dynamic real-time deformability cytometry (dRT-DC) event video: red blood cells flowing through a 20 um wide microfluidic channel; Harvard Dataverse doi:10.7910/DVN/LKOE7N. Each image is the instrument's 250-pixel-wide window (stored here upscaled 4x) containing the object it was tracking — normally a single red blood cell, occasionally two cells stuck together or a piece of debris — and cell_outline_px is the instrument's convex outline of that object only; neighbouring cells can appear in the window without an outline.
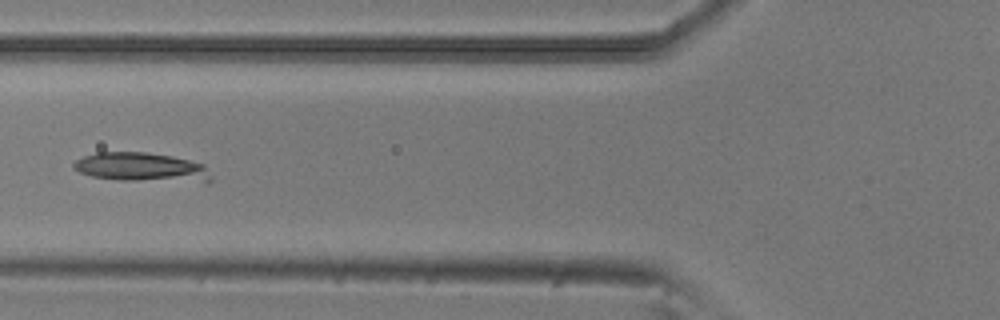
{"species": "common noctule bat (a hibernating species)", "species_latin": "Nyctalus noctula", "temperature_condition": "room temperature", "stored_images_in_passage": 6, "camera_frame_rate_fps": 3000, "um_per_image_px": 0.085, "animal": {"sex": "male", "body_mass_g": 20.5, "forearm_length_mm": 52.5}, "frame": {"image": 1, "passage_image": 5, "time_ms": 1.333, "image_size_px": [1000, 320], "cell_outline_px": [[212, 180], [208, 184], [120, 180], [92, 176], [80, 172], [72, 168], [72, 164], [76, 160], [84, 156], [96, 152], [144, 152], [172, 156], [204, 164]], "centroid_in_image_um": [12.11, 14.25], "position_along_channel_um": 113.7, "area_um2": 23.93}}